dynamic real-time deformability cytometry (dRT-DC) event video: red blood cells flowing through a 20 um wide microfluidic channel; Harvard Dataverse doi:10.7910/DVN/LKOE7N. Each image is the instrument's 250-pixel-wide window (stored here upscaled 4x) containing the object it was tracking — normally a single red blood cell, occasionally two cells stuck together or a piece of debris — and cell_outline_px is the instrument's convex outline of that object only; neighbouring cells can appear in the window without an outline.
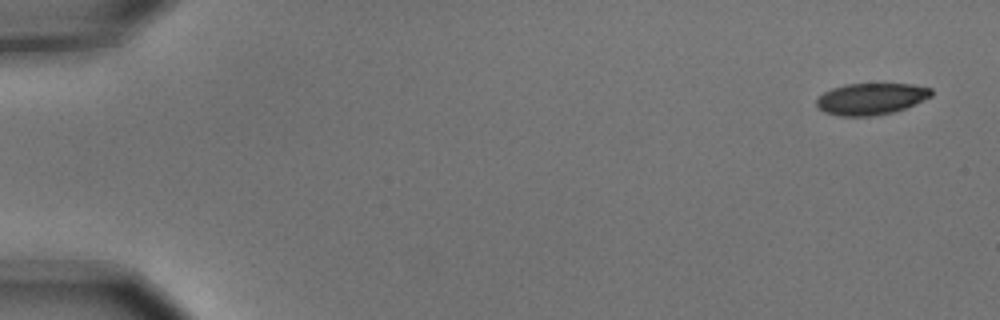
{"species": "common noctule bat (a hibernating species)", "species_latin": "Nyctalus noctula", "temperature_condition": "cold", "stored_images_in_passage": 6, "camera_frame_rate_fps": 3000, "um_per_image_px": 0.085, "animal": {"sex": "male", "body_mass_g": 15.6}, "frame": {"image": 1, "passage_image": 1, "time_ms": 0.0, "image_size_px": [1000, 320], "cell_outline_px": [[932, 96], [904, 108], [892, 112], [872, 116], [840, 116], [824, 112], [816, 104], [816, 100], [824, 92], [832, 88], [848, 84], [912, 84], [932, 88]], "centroid_in_image_um": [74.03, 8.4], "position_along_channel_um": 11.0, "area_um2": 20.92}}
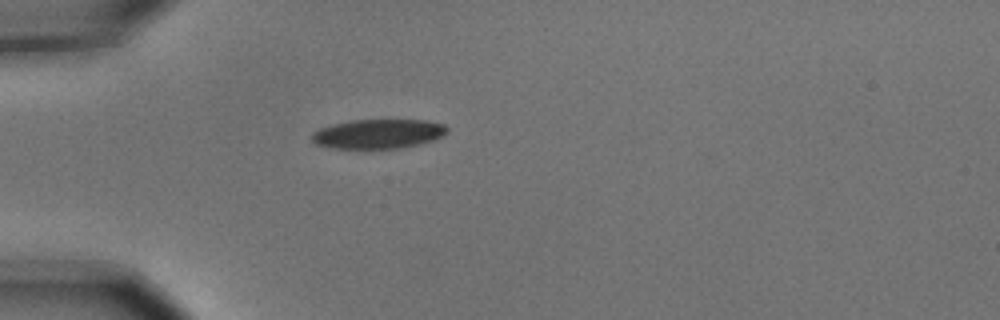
{"frame": {"image": 2, "passage_image": 5, "time_ms": 1.333, "image_size_px": [1000, 320], "cell_outline_px": [[448, 132], [444, 136], [432, 140], [404, 148], [332, 148], [316, 144], [312, 140], [312, 132], [320, 128], [332, 124], [352, 120], [424, 120], [444, 124], [448, 128]], "centroid_in_image_um": [32.16, 11.37], "position_along_channel_um": 52.8, "area_um2": 23.18}}